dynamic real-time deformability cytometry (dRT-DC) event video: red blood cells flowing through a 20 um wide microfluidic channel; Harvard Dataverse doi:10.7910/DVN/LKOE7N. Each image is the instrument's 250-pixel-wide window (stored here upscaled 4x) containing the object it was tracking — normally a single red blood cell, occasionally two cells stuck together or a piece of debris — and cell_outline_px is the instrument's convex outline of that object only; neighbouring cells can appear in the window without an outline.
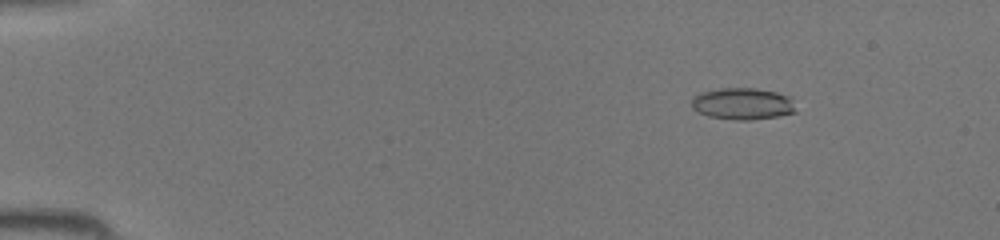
{"species": "common noctule bat (a hibernating species)", "species_latin": "Nyctalus noctula", "temperature_condition": "room temperature", "stored_images_in_passage": 45, "camera_frame_rate_fps": 3000, "um_per_image_px": 0.085, "animal": {"sex": "female", "body_mass_g": 19.5, "forearm_length_mm": 54.1}, "frame": {"image": 1, "passage_image": 7, "time_ms": 2.0, "image_size_px": [1000, 240], "cell_outline_px": [[796, 112], [780, 116], [752, 120], [736, 120], [708, 116], [696, 112], [692, 108], [692, 96], [700, 92], [720, 88], [756, 88], [776, 92], [788, 96], [792, 100]], "centroid_in_image_um": [63.09, 8.82], "position_along_channel_um": 21.9, "area_um2": 19.48}}
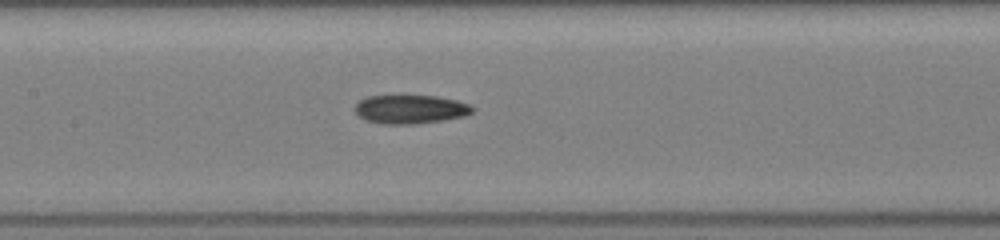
{"frame": {"image": 2, "passage_image": 23, "time_ms": 7.333, "image_size_px": [1000, 240], "cell_outline_px": [[476, 108], [472, 112], [464, 116], [444, 120], [412, 124], [384, 124], [364, 120], [356, 116], [352, 108], [360, 100], [368, 96], [436, 96], [456, 100], [468, 104]], "centroid_in_image_um": [34.83, 9.29], "position_along_channel_um": 172.6, "area_um2": 19.83}}
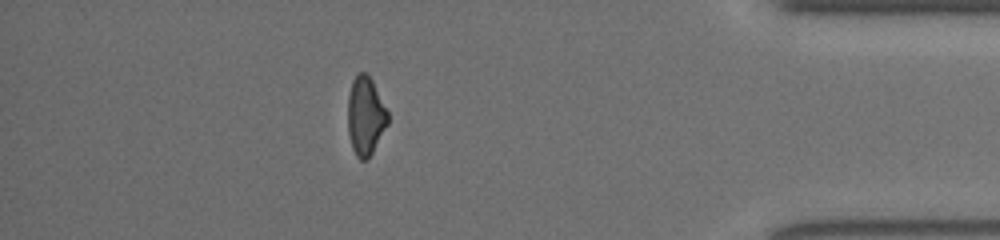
{"frame": {"image": 3, "passage_image": 40, "time_ms": 13.0, "image_size_px": [1000, 240], "cell_outline_px": [[388, 124], [368, 160], [360, 160], [356, 156], [352, 148], [348, 132], [348, 96], [352, 80], [360, 72], [364, 72], [372, 80], [388, 112]], "centroid_in_image_um": [31.06, 9.88], "position_along_channel_um": 404.1, "area_um2": 18.26}}